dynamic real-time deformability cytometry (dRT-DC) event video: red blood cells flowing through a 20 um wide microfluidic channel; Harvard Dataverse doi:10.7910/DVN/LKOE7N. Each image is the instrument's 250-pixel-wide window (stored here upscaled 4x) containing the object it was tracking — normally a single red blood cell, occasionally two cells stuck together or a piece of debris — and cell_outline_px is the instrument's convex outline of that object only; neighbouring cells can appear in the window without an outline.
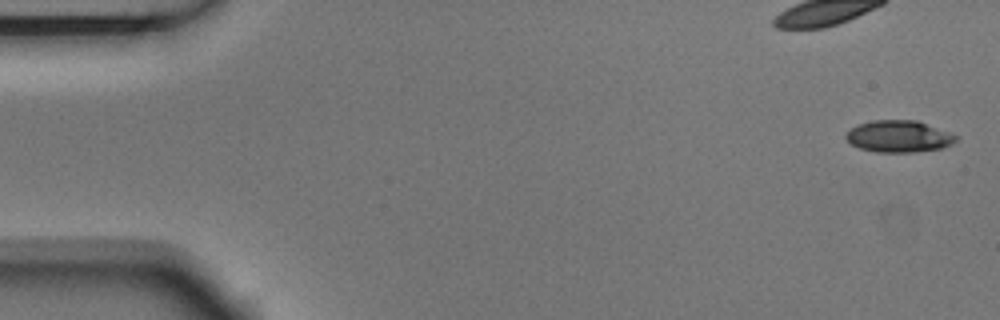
{"species": "Egyptian fruit bat (a non-hibernating species)", "species_latin": "Rousettus aegyptiacus", "temperature_condition": "room temperature", "stored_images_in_passage": 6, "camera_frame_rate_fps": 3000, "um_per_image_px": 0.085, "animal": {"sex": "male"}, "frame": {"image": 1, "passage_image": 1, "time_ms": 0.0, "image_size_px": [1000, 320], "cell_outline_px": [[960, 136], [952, 144], [940, 148], [912, 152], [876, 152], [860, 148], [852, 144], [844, 136], [856, 124], [872, 120], [916, 120]], "centroid_in_image_um": [76.4, 11.58], "position_along_channel_um": 8.6, "area_um2": 20.29}}